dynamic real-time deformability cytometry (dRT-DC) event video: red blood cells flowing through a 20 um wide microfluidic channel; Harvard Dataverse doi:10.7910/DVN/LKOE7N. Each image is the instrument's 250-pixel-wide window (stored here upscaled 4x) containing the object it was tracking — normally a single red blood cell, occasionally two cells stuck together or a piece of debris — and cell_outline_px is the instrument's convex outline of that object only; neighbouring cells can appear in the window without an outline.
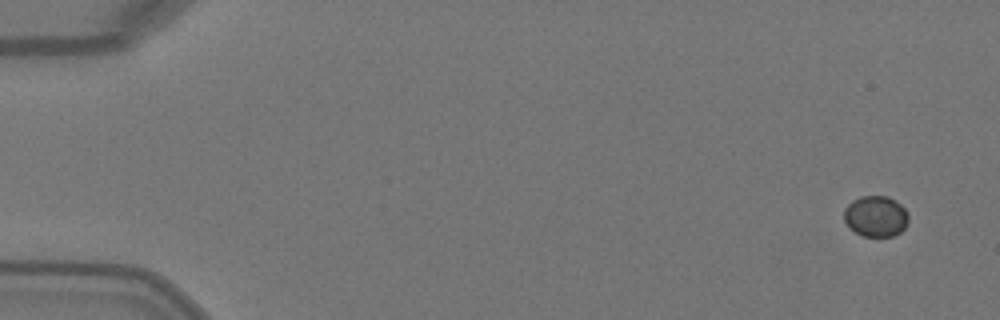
{"species": "Egyptian fruit bat (a non-hibernating species)", "species_latin": "Rousettus aegyptiacus", "temperature_condition": "warm", "stored_images_in_passage": 7, "camera_frame_rate_fps": 3000, "um_per_image_px": 0.085, "animal": {"sex": "female"}, "frame": {"image": 1, "passage_image": 1, "time_ms": 0.0, "image_size_px": [1000, 320], "cell_outline_px": [[908, 224], [900, 232], [892, 236], [864, 236], [856, 232], [844, 220], [844, 208], [852, 200], [860, 196], [888, 196], [896, 200], [908, 212]], "centroid_in_image_um": [74.46, 18.36], "position_along_channel_um": 10.5, "area_um2": 15.37}}
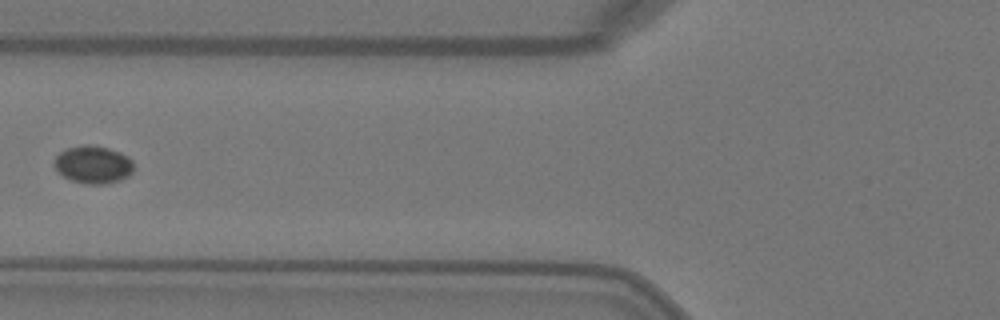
{"frame": {"image": 2, "passage_image": 6, "time_ms": 1.667, "image_size_px": [1000, 320], "cell_outline_px": [[136, 168], [128, 176], [120, 180], [104, 184], [88, 184], [72, 180], [64, 176], [52, 164], [56, 156], [60, 152], [68, 148], [84, 144], [88, 144], [108, 148], [120, 152], [128, 156], [132, 160]], "centroid_in_image_um": [7.95, 13.98], "position_along_channel_um": 117.8, "area_um2": 17.51}}
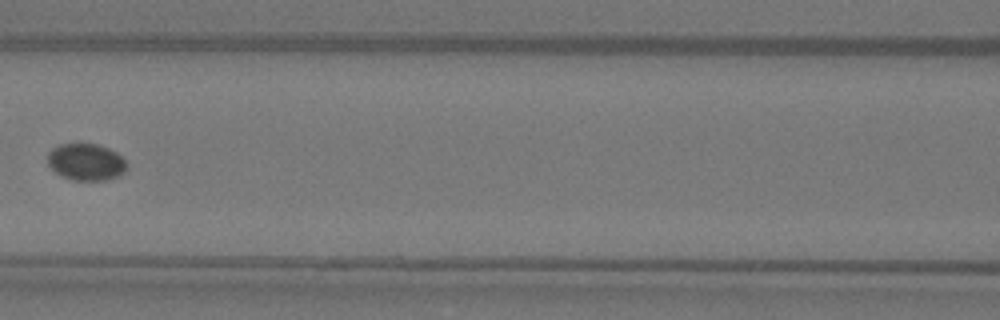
{"frame": {"image": 3, "passage_image": 7, "time_ms": 2.0, "image_size_px": [1000, 320], "cell_outline_px": [[128, 164], [124, 172], [120, 176], [108, 180], [72, 180], [56, 172], [48, 164], [48, 152], [52, 148], [60, 144], [96, 144], [108, 148], [116, 152]], "centroid_in_image_um": [7.33, 13.77], "position_along_channel_um": 159.3, "area_um2": 16.94}}